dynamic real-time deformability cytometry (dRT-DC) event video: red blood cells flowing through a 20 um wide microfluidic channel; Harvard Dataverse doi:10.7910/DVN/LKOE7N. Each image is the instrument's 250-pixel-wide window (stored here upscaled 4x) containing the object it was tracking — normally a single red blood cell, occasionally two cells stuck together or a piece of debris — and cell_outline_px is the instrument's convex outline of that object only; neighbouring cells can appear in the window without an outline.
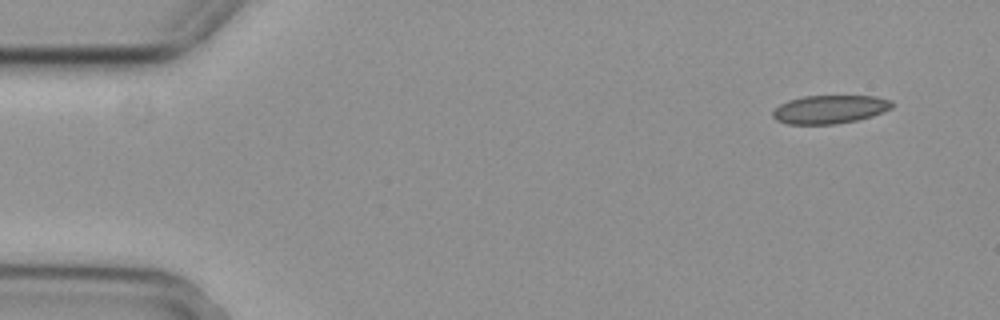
{"species": "common noctule bat (a hibernating species)", "species_latin": "Nyctalus noctula", "temperature_condition": "cold", "stored_images_in_passage": 4, "camera_frame_rate_fps": 3000, "um_per_image_px": 0.085, "animal": {"sex": "female", "body_mass_g": 29.2, "forearm_length_mm": 56.3}, "frame": {"image": 1, "passage_image": 1, "time_ms": 0.0, "image_size_px": [1000, 320], "cell_outline_px": [[892, 108], [884, 112], [872, 116], [856, 120], [836, 124], [788, 124], [776, 120], [772, 116], [772, 112], [780, 104], [788, 100], [804, 96], [876, 96], [892, 100]], "centroid_in_image_um": [70.54, 9.29], "position_along_channel_um": 14.5, "area_um2": 19.77}}
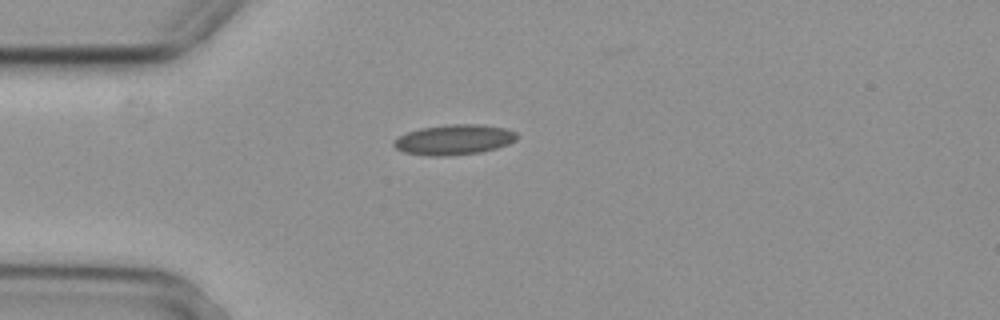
{"frame": {"image": 2, "passage_image": 4, "time_ms": 1.0, "image_size_px": [1000, 320], "cell_outline_px": [[516, 140], [508, 144], [496, 148], [480, 152], [444, 156], [428, 156], [404, 152], [396, 148], [392, 144], [392, 140], [408, 132], [420, 128], [448, 124], [484, 124], [508, 128], [516, 132]], "centroid_in_image_um": [38.6, 11.86], "position_along_channel_um": 46.4, "area_um2": 21.79}}